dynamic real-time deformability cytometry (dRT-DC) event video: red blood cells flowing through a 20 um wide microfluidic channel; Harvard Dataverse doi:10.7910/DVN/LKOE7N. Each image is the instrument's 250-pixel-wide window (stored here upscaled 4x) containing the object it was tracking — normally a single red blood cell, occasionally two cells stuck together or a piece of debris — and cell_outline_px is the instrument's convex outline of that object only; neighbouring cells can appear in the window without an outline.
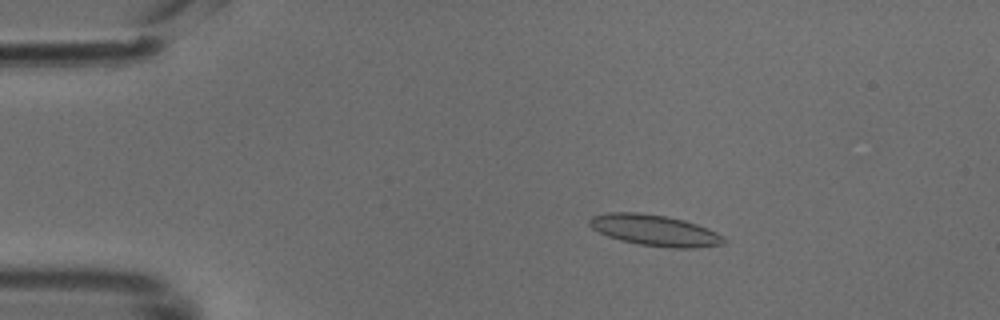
{"species": "common noctule bat (a hibernating species)", "species_latin": "Nyctalus noctula", "temperature_condition": "cold", "stored_images_in_passage": 13, "camera_frame_rate_fps": 3000, "um_per_image_px": 0.085, "animal": {"sex": "male", "body_mass_g": 18.8}, "frame": {"image": 1, "passage_image": 1, "time_ms": 0.0, "image_size_px": [1000, 320], "cell_outline_px": [[728, 240], [724, 244], [692, 248], [668, 248], [640, 244], [620, 240], [608, 236], [592, 228], [588, 224], [588, 220], [592, 216], [604, 212], [636, 212], [668, 216], [684, 220], [708, 228], [724, 236]], "centroid_in_image_um": [55.66, 19.57], "position_along_channel_um": 29.3, "area_um2": 24.51}}
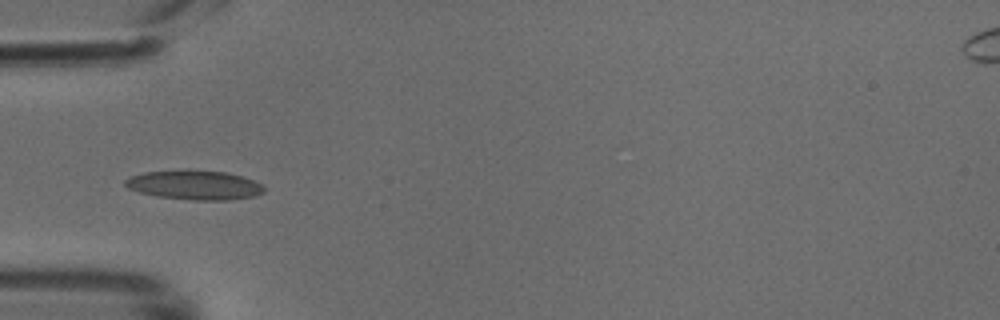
{"frame": {"image": 2, "passage_image": 8, "time_ms": 2.333, "image_size_px": [1000, 320], "cell_outline_px": [[264, 192], [256, 196], [232, 200], [192, 200], [156, 196], [140, 192], [128, 188], [124, 184], [124, 180], [132, 176], [144, 172], [224, 172], [244, 176], [264, 184]], "centroid_in_image_um": [16.61, 15.77], "position_along_channel_um": 68.4, "area_um2": 23.18}}
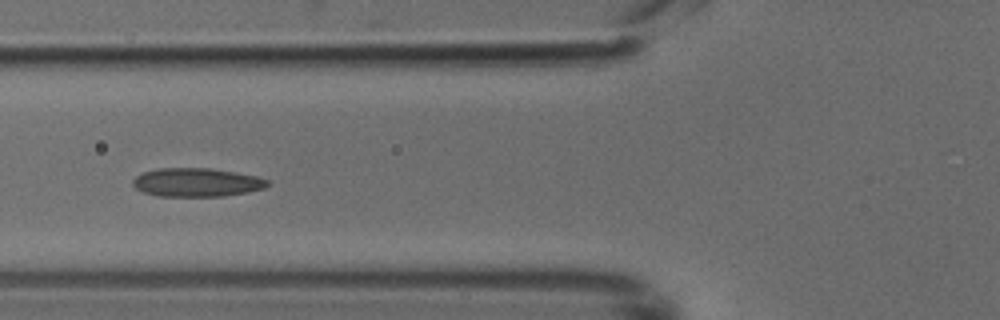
{"frame": {"image": 3, "passage_image": 11, "time_ms": 3.333, "image_size_px": [1000, 320], "cell_outline_px": [[268, 184], [264, 188], [248, 192], [224, 196], [156, 196], [144, 192], [136, 188], [132, 184], [132, 180], [136, 176], [144, 172], [156, 168], [212, 168], [236, 172], [256, 176], [268, 180]], "centroid_in_image_um": [16.7, 15.5], "position_along_channel_um": 109.1, "area_um2": 22.48}}